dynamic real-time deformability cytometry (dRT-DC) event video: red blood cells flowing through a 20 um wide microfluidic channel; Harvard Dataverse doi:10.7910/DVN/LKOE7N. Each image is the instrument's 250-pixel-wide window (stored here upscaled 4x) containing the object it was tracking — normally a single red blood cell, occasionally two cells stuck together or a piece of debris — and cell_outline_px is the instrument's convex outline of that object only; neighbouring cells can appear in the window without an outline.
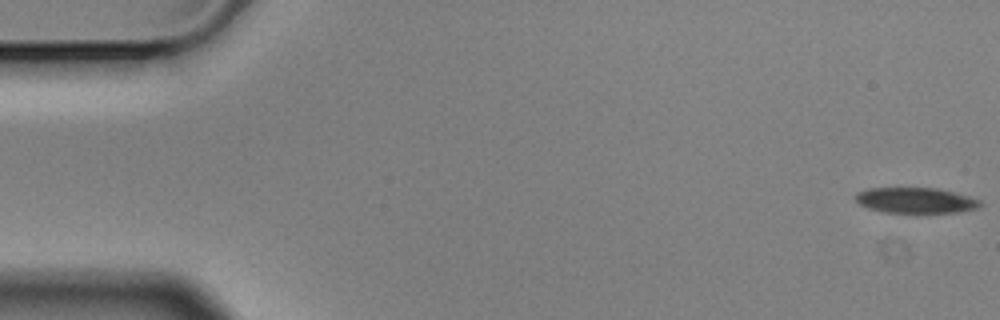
{"species": "Egyptian fruit bat (a non-hibernating species)", "species_latin": "Rousettus aegyptiacus", "temperature_condition": "cold", "stored_images_in_passage": 9, "camera_frame_rate_fps": 3000, "um_per_image_px": 0.085, "animal": {"sex": "male"}, "frame": {"image": 1, "passage_image": 1, "time_ms": 0.0, "image_size_px": [1000, 320], "cell_outline_px": [[984, 204], [976, 208], [960, 212], [916, 216], [888, 212], [868, 208], [860, 204], [856, 200], [856, 192], [868, 188], [936, 188], [956, 192], [980, 200]], "centroid_in_image_um": [77.88, 17.08], "position_along_channel_um": 7.1, "area_um2": 19.48}}
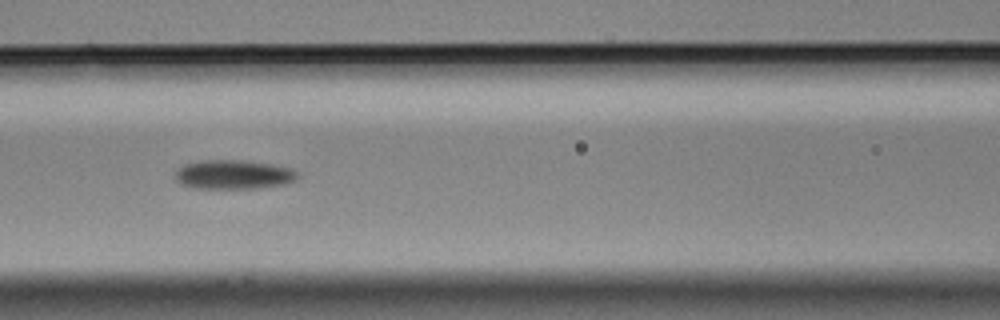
{"frame": {"image": 2, "passage_image": 7, "time_ms": 2.0, "image_size_px": [1000, 320], "cell_outline_px": [[300, 172], [296, 180], [284, 184], [260, 188], [196, 188], [184, 184], [176, 180], [176, 168], [184, 164], [204, 160], [244, 160], [272, 164], [292, 168]], "centroid_in_image_um": [19.9, 14.82], "position_along_channel_um": 146.7, "area_um2": 20.87}}
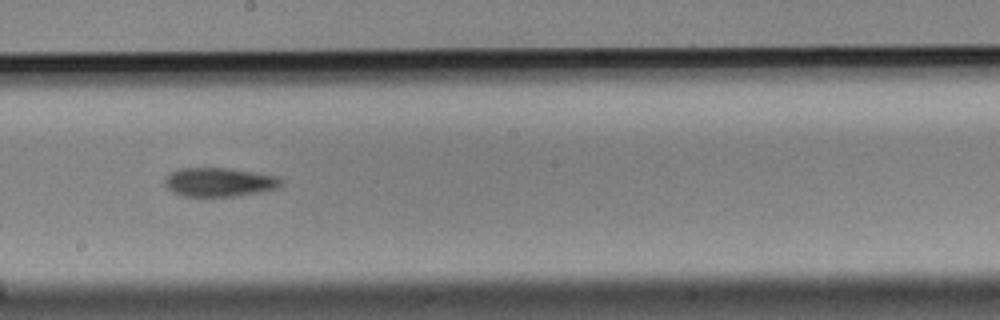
{"frame": {"image": 3, "passage_image": 9, "time_ms": 2.667, "image_size_px": [1000, 320], "cell_outline_px": [[280, 184], [272, 188], [256, 192], [232, 196], [184, 196], [172, 192], [164, 184], [164, 180], [172, 172], [180, 168], [228, 168], [276, 176], [280, 180]], "centroid_in_image_um": [18.53, 15.47], "position_along_channel_um": 229.7, "area_um2": 18.96}}